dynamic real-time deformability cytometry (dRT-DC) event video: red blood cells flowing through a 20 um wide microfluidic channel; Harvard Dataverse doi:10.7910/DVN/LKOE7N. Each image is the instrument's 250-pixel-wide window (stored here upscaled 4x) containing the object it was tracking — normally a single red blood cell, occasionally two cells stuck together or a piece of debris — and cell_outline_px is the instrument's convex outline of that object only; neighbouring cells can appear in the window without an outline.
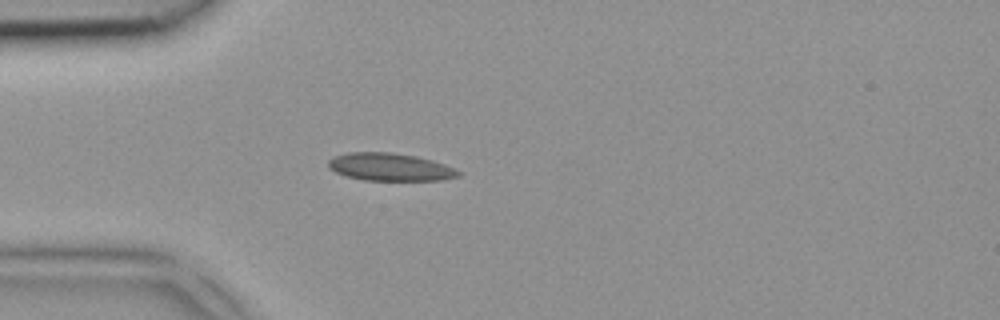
{"species": "common noctule bat (a hibernating species)", "species_latin": "Nyctalus noctula", "temperature_condition": "room temperature", "stored_images_in_passage": 3, "camera_frame_rate_fps": 3000, "um_per_image_px": 0.085, "animal": {"sex": "female", "body_mass_g": 18.4}, "frame": {"image": 1, "passage_image": 3, "time_ms": 0.667, "image_size_px": [1000, 320], "cell_outline_px": [[460, 176], [440, 180], [364, 180], [344, 176], [328, 168], [328, 160], [336, 156], [348, 152], [392, 152], [416, 156], [432, 160], [444, 164], [460, 172]], "centroid_in_image_um": [33.12, 14.19], "position_along_channel_um": 51.9, "area_um2": 20.92}}